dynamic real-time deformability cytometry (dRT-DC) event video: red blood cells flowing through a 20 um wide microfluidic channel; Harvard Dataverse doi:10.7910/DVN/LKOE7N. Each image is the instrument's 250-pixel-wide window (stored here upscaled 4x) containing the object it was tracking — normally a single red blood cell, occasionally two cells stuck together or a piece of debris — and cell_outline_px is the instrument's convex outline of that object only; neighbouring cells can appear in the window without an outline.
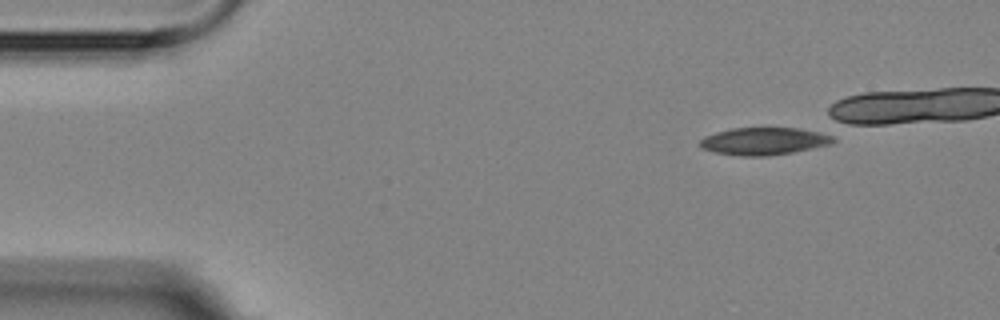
{"species": "Egyptian fruit bat (a non-hibernating species)", "species_latin": "Rousettus aegyptiacus", "temperature_condition": "room temperature", "stored_images_in_passage": 5, "camera_frame_rate_fps": 3000, "um_per_image_px": 0.085, "animal": {"sex": "female"}, "frame": {"image": 1, "passage_image": 1, "time_ms": 0.0, "image_size_px": [1000, 320], "cell_outline_px": [[836, 140], [832, 144], [792, 152], [768, 156], [740, 156], [712, 152], [700, 148], [700, 140], [704, 136], [716, 132], [732, 128], [796, 128], [832, 132]], "centroid_in_image_um": [65.0, 11.99], "position_along_channel_um": 20.0, "area_um2": 21.73}}